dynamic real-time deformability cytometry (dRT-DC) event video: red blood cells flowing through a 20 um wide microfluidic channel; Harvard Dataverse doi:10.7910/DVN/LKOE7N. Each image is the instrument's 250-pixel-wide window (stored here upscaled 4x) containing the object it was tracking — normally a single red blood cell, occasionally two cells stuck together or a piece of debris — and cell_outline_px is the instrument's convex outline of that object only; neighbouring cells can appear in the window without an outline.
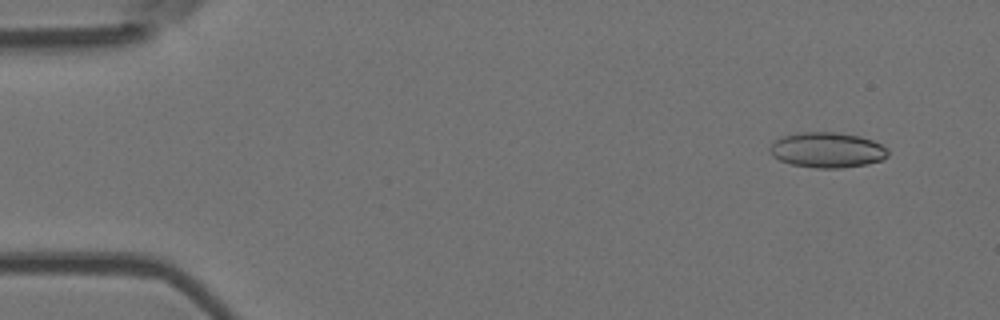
{"species": "Egyptian fruit bat (a non-hibernating species)", "species_latin": "Rousettus aegyptiacus", "temperature_condition": "room temperature", "stored_images_in_passage": 54, "camera_frame_rate_fps": 3000, "um_per_image_px": 0.085, "animal": {"sex": "female"}, "frame": {"image": 1, "passage_image": 4, "time_ms": 1.0, "image_size_px": [1000, 320], "cell_outline_px": [[888, 156], [884, 160], [868, 164], [840, 168], [816, 168], [792, 164], [780, 160], [772, 156], [768, 148], [776, 140], [784, 136], [800, 132], [836, 132], [860, 136], [872, 140], [888, 148]], "centroid_in_image_um": [70.34, 12.75], "position_along_channel_um": 14.7, "area_um2": 24.39}}
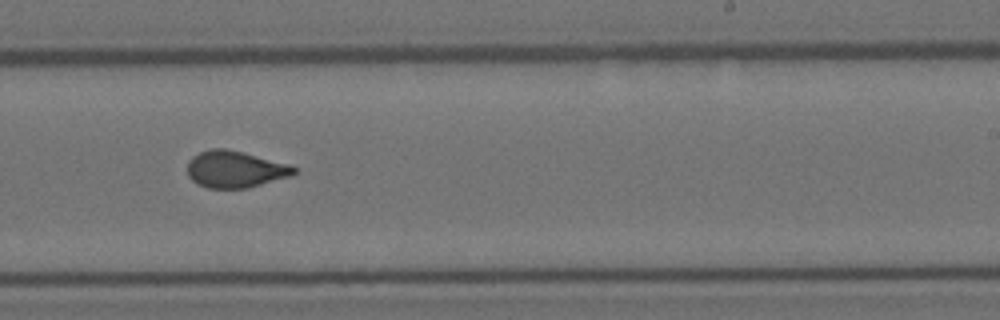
{"frame": {"image": 2, "passage_image": 33, "time_ms": 10.667, "image_size_px": [1000, 320], "cell_outline_px": [[296, 172], [292, 176], [248, 188], [208, 188], [196, 184], [188, 176], [188, 160], [192, 156], [200, 152], [212, 148], [224, 148], [292, 164], [296, 168]], "centroid_in_image_um": [20.0, 14.39], "position_along_channel_um": 269.0, "area_um2": 23.0}}
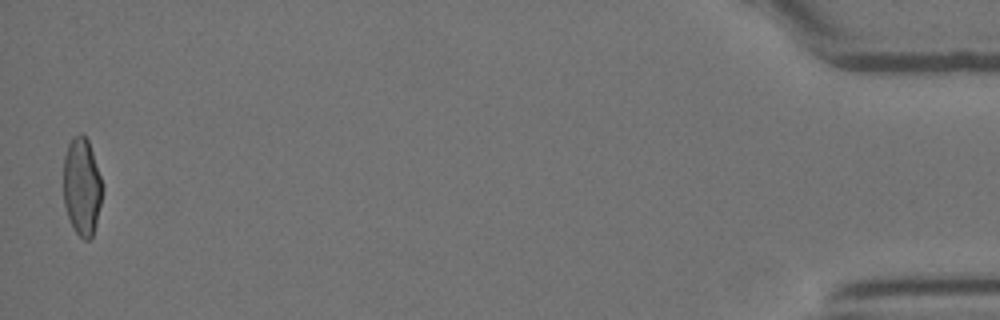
{"frame": {"image": 3, "passage_image": 53, "time_ms": 17.333, "image_size_px": [1000, 320], "cell_outline_px": [[104, 188], [96, 224], [92, 236], [88, 240], [84, 240], [72, 228], [64, 204], [64, 156], [68, 144], [72, 136], [80, 132], [88, 140]], "centroid_in_image_um": [6.96, 15.86], "position_along_channel_um": 428.2, "area_um2": 22.2}, "authors_computed_cell_mechanics": {"area_um2": 23.0333, "velocity_mm_per_s": 3.7608, "shape_relaxation_time_tau1_ms": 7.8921, "shape_relaxation_time_tau2_ms": 1.0524, "deformation_change_tau1": 0.1867, "deformation_change_tau2": 0.0697}}